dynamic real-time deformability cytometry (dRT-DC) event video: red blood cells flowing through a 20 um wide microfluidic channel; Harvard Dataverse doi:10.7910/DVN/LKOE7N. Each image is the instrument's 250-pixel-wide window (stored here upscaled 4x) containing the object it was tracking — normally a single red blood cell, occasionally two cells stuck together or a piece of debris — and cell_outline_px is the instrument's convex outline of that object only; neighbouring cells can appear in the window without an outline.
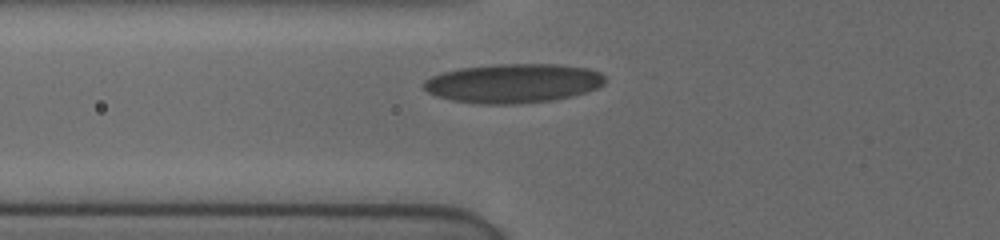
{"species": "human", "species_latin": "Homo sapiens", "temperature_condition": "cold", "stored_images_in_passage": 7, "camera_frame_rate_fps": 3000, "um_per_image_px": 0.085, "donor": {"sex": "female"}, "frame": {"image": 1, "passage_image": 5, "time_ms": 2.667, "image_size_px": [1000, 240], "cell_outline_px": [[608, 80], [604, 84], [588, 92], [552, 100], [516, 104], [480, 104], [452, 100], [436, 96], [428, 92], [424, 88], [424, 80], [432, 76], [444, 72], [460, 68], [496, 64], [556, 64], [588, 68], [600, 72]], "centroid_in_image_um": [43.65, 7.08], "position_along_channel_um": 82.2, "area_um2": 41.44}}
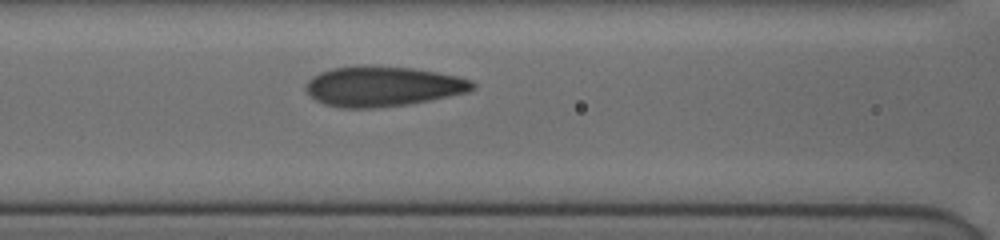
{"frame": {"image": 2, "passage_image": 7, "time_ms": 4.0, "image_size_px": [1000, 240], "cell_outline_px": [[476, 88], [468, 92], [408, 104], [372, 108], [344, 108], [324, 104], [316, 100], [304, 88], [308, 80], [312, 76], [320, 72], [332, 68], [360, 64], [364, 64], [416, 68], [456, 76], [472, 80], [476, 84]], "centroid_in_image_um": [32.52, 7.32], "position_along_channel_um": 134.1, "area_um2": 39.25}}